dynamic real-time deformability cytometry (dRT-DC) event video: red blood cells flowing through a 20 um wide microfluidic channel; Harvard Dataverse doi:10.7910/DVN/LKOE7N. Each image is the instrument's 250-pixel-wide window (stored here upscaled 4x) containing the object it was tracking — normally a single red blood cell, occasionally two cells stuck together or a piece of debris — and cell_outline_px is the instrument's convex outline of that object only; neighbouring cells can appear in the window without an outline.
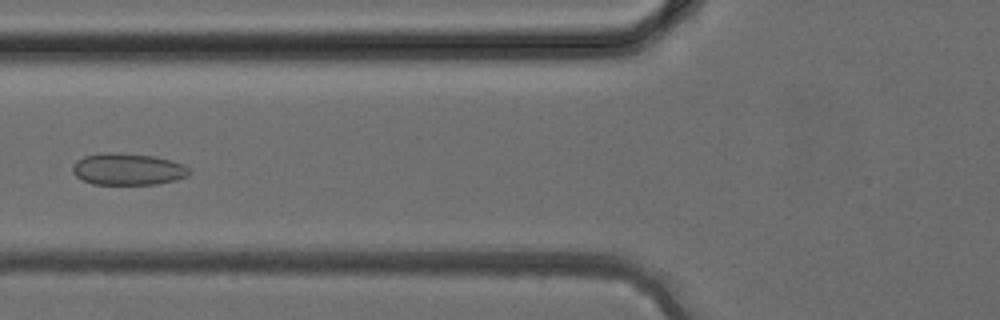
{"species": "common noctule bat (a hibernating species)", "species_latin": "Nyctalus noctula", "temperature_condition": "cold", "stored_images_in_passage": 30, "camera_frame_rate_fps": 3000, "um_per_image_px": 0.085, "animal": {"sex": "female", "body_mass_g": 24.6, "forearm_length_mm": 56.2}, "frame": {"image": 1, "passage_image": 7, "time_ms": 2.0, "image_size_px": [1000, 320], "cell_outline_px": [[192, 172], [188, 176], [176, 180], [156, 184], [92, 184], [76, 176], [72, 172], [72, 164], [76, 160], [84, 156], [104, 152], [112, 152], [156, 156], [172, 160], [184, 164]], "centroid_in_image_um": [10.88, 14.37], "position_along_channel_um": 114.9, "area_um2": 21.85}}
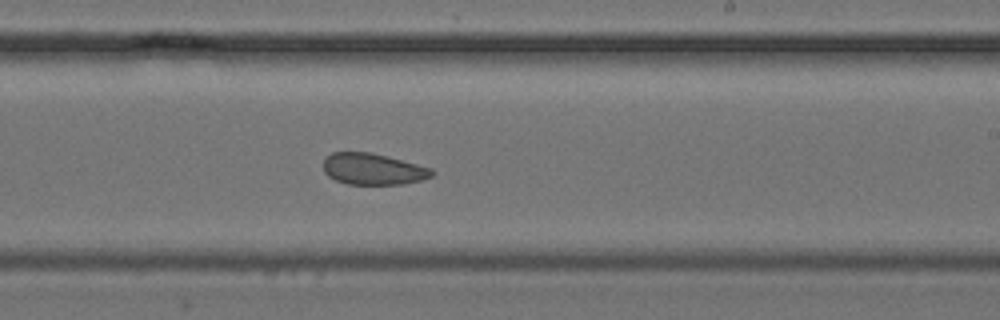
{"frame": {"image": 2, "passage_image": 15, "time_ms": 4.667, "image_size_px": [1000, 320], "cell_outline_px": [[436, 172], [432, 176], [420, 180], [404, 184], [348, 184], [336, 180], [328, 176], [324, 172], [324, 160], [332, 152], [372, 152], [388, 156], [432, 168]], "centroid_in_image_um": [31.73, 14.36], "position_along_channel_um": 257.3, "area_um2": 19.88}}
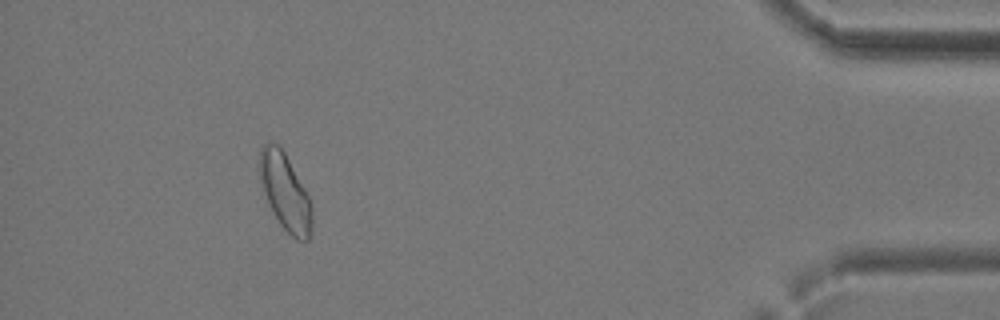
{"frame": {"image": 3, "passage_image": 27, "time_ms": 8.667, "image_size_px": [1000, 320], "cell_outline_px": [[312, 228], [308, 240], [296, 240], [280, 224], [264, 192], [260, 180], [260, 148], [264, 144], [276, 144], [284, 152], [304, 188], [308, 196], [312, 208]], "centroid_in_image_um": [24.26, 16.35], "position_along_channel_um": 410.9, "area_um2": 22.6}}